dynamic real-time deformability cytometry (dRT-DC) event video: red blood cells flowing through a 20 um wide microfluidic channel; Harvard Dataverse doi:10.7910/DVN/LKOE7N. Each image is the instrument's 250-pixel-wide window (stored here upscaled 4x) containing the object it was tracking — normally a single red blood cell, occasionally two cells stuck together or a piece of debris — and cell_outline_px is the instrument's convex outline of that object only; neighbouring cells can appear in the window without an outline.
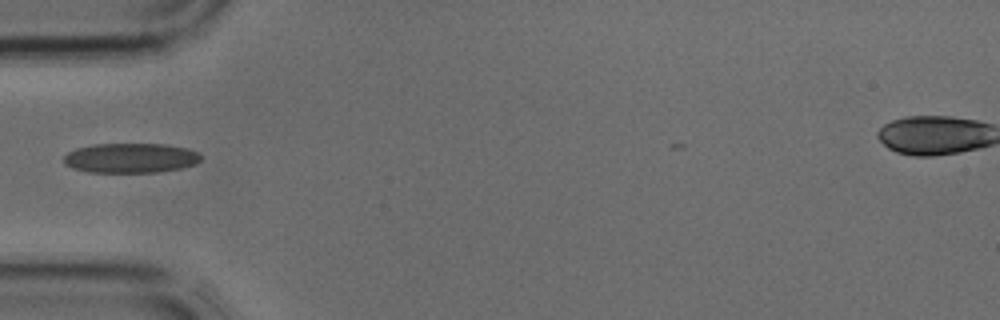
{"species": "common noctule bat (a hibernating species)", "species_latin": "Nyctalus noctula", "temperature_condition": "cold", "stored_images_in_passage": 2, "camera_frame_rate_fps": 3000, "um_per_image_px": 0.085, "animal": {"sex": "male", "body_mass_g": 17.9, "forearm_length_mm": 54.2}, "frame": {"image": 1, "passage_image": 2, "time_ms": 0.333, "image_size_px": [1000, 320], "cell_outline_px": [[200, 160], [196, 164], [180, 168], [156, 172], [88, 172], [72, 168], [64, 164], [64, 156], [68, 152], [76, 148], [92, 144], [164, 144], [188, 148], [200, 152]], "centroid_in_image_um": [11.1, 13.42], "position_along_channel_um": 73.9, "area_um2": 23.87}}